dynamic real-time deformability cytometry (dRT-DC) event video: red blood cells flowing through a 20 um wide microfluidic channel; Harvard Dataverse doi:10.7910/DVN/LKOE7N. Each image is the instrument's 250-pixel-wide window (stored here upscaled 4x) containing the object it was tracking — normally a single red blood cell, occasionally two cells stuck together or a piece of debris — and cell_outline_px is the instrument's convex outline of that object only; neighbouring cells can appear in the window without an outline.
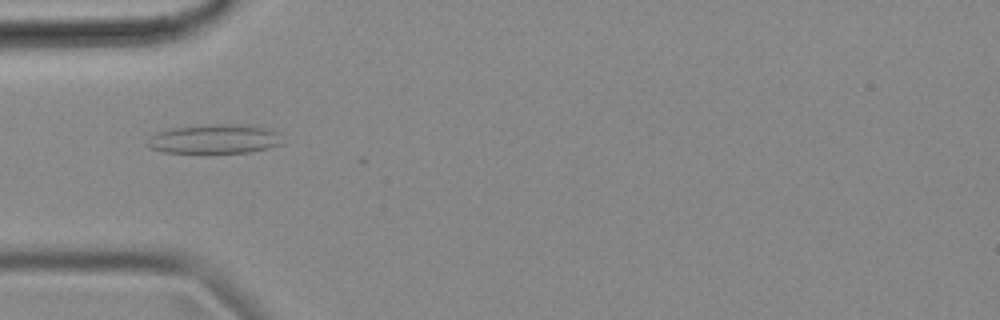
{"species": "common noctule bat (a hibernating species)", "species_latin": "Nyctalus noctula", "temperature_condition": "cold", "stored_images_in_passage": 3, "camera_frame_rate_fps": 3000, "um_per_image_px": 0.085, "animal": {"sex": "female", "body_mass_g": 18.4}, "frame": {"image": 1, "passage_image": 1, "time_ms": 0.0, "image_size_px": [1000, 320], "cell_outline_px": [[284, 144], [268, 148], [248, 152], [204, 156], [164, 152], [152, 148], [144, 144], [156, 132], [172, 128], [204, 124], [248, 124], [272, 128], [280, 132]], "centroid_in_image_um": [18.28, 11.85], "position_along_channel_um": 66.7, "area_um2": 24.57}}